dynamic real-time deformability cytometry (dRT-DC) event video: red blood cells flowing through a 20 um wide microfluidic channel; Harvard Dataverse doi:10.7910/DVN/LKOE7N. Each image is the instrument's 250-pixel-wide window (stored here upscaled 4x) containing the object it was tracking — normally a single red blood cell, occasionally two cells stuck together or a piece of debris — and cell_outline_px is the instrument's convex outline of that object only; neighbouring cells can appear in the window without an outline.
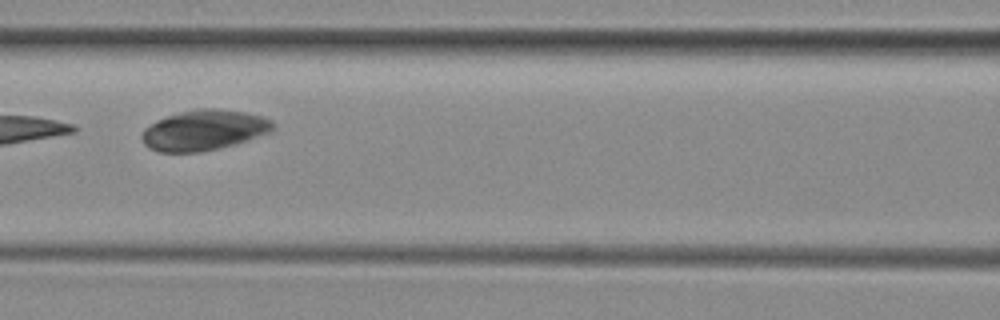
{"species": "common noctule bat (a hibernating species)", "species_latin": "Nyctalus noctula", "temperature_condition": "room temperature", "stored_images_in_passage": 8, "camera_frame_rate_fps": 3000, "um_per_image_px": 0.085, "animal": {"sex": "female", "body_mass_g": 29.2, "forearm_length_mm": 56.3}, "frame": {"image": 1, "passage_image": 5, "time_ms": 5.0, "image_size_px": [1000, 320], "cell_outline_px": [[276, 128], [268, 132], [232, 144], [200, 152], [160, 152], [148, 148], [144, 144], [140, 136], [144, 128], [156, 120], [180, 112], [196, 108], [216, 108], [244, 112], [264, 116], [272, 120], [276, 124]], "centroid_in_image_um": [17.31, 11.05], "position_along_channel_um": 149.3, "area_um2": 30.75}}
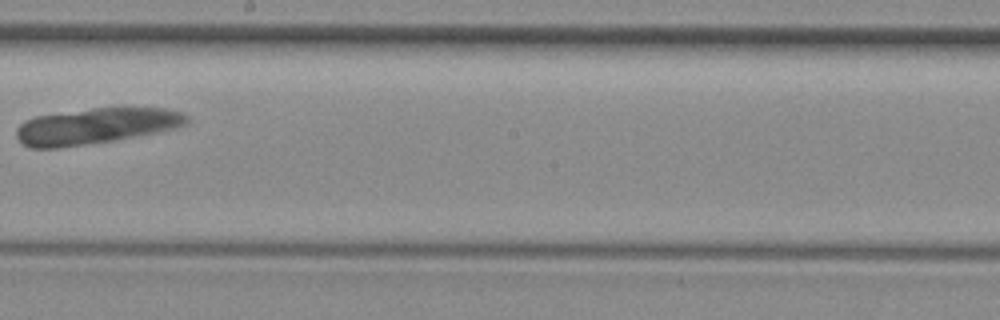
{"frame": {"image": 2, "passage_image": 7, "time_ms": 7.333, "image_size_px": [1000, 320], "cell_outline_px": [[188, 120], [184, 124], [172, 128], [112, 140], [56, 148], [28, 148], [16, 136], [16, 128], [24, 120], [36, 116], [116, 104], [128, 104], [168, 108], [184, 112], [188, 116]], "centroid_in_image_um": [8.18, 10.63], "position_along_channel_um": 240.0, "area_um2": 36.41}}
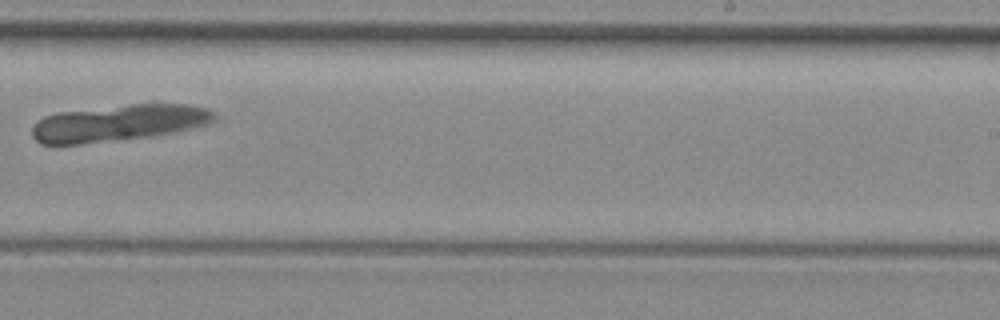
{"frame": {"image": 3, "passage_image": 8, "time_ms": 8.333, "image_size_px": [1000, 320], "cell_outline_px": [[216, 120], [208, 124], [172, 132], [152, 136], [80, 144], [40, 144], [32, 136], [32, 128], [44, 116], [56, 112], [132, 104], [188, 104], [208, 108], [216, 112]], "centroid_in_image_um": [10.11, 10.44], "position_along_channel_um": 278.9, "area_um2": 38.73}}